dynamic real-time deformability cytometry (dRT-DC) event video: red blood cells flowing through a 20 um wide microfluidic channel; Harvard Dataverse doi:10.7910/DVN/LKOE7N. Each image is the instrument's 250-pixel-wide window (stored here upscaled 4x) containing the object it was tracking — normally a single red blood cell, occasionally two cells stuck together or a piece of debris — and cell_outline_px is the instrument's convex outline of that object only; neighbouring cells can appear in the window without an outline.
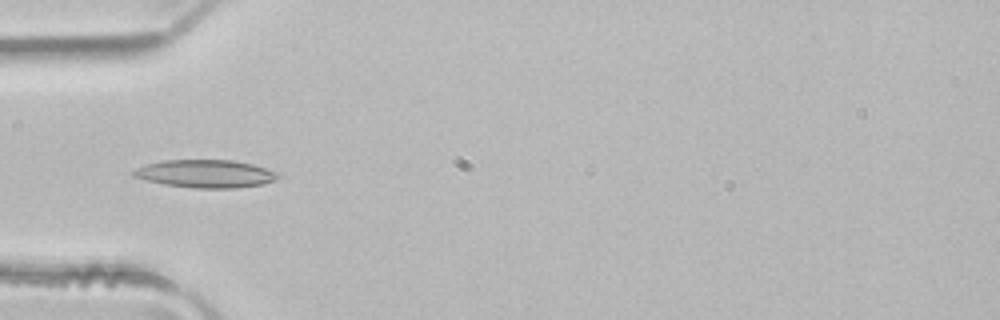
{"species": "common noctule bat (a hibernating species)", "species_latin": "Nyctalus noctula", "temperature_condition": "room temperature", "stored_images_in_passage": 2, "camera_frame_rate_fps": 3000, "um_per_image_px": 0.085, "animal": {"sex": "male", "body_mass_g": 21.5, "forearm_length_mm": 52.0}, "frame": {"image": 1, "passage_image": 2, "time_ms": 0.333, "image_size_px": [1000, 320], "cell_outline_px": [[276, 180], [264, 184], [236, 188], [192, 188], [164, 184], [132, 176], [132, 172], [136, 168], [160, 160], [232, 160], [252, 164], [276, 172]], "centroid_in_image_um": [17.45, 14.77], "position_along_channel_um": 67.6, "area_um2": 23.29}}